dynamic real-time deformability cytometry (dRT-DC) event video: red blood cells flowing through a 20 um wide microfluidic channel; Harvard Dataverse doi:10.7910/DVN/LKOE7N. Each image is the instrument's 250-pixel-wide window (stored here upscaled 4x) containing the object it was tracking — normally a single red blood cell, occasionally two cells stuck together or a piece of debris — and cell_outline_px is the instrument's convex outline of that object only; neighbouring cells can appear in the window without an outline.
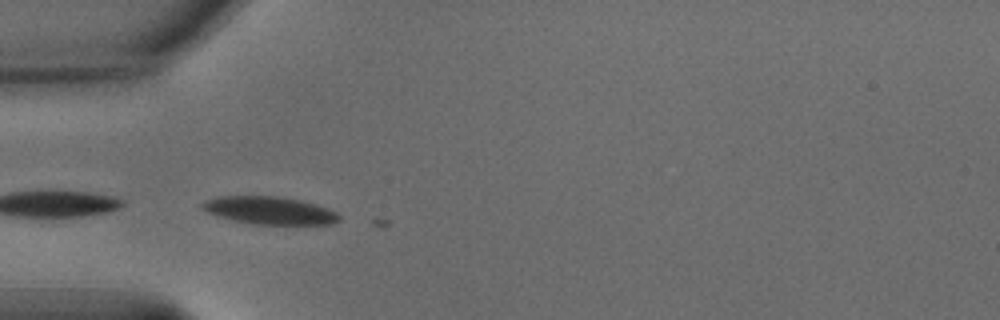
{"species": "common noctule bat (a hibernating species)", "species_latin": "Nyctalus noctula", "temperature_condition": "warm", "stored_images_in_passage": 4, "camera_frame_rate_fps": 3000, "um_per_image_px": 0.085, "animal": {"sex": "male", "body_mass_g": 15.6}, "frame": {"image": 1, "passage_image": 1, "time_ms": 0.0, "image_size_px": [1000, 320], "cell_outline_px": [[340, 220], [332, 224], [252, 224], [216, 216], [200, 208], [200, 204], [204, 200], [216, 196], [280, 196], [300, 200], [316, 204], [328, 208], [336, 212], [340, 216]], "centroid_in_image_um": [22.88, 17.88], "position_along_channel_um": 62.1, "area_um2": 22.25}}